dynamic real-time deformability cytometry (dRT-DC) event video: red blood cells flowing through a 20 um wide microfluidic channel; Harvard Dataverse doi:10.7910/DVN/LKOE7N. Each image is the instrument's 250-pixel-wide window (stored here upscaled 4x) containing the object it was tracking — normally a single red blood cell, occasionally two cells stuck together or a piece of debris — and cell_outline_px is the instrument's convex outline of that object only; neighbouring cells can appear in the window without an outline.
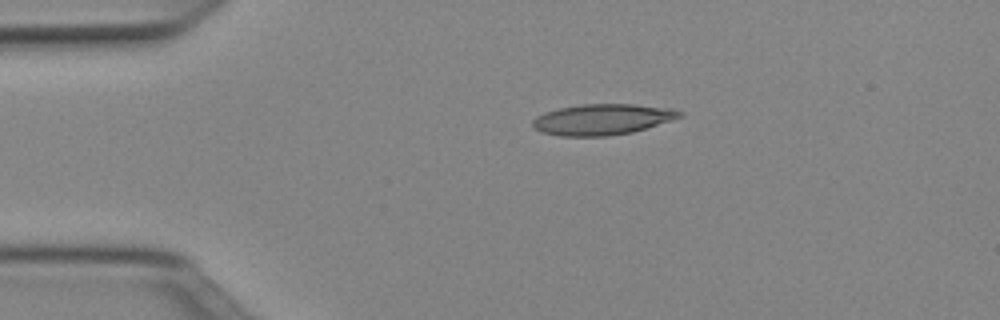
{"species": "Egyptian fruit bat (a non-hibernating species)", "species_latin": "Rousettus aegyptiacus", "temperature_condition": "cold", "stored_images_in_passage": 41, "camera_frame_rate_fps": 3000, "um_per_image_px": 0.085, "animal": {"sex": "female"}, "frame": {"image": 1, "passage_image": 1, "time_ms": 0.0, "image_size_px": [1000, 320], "cell_outline_px": [[684, 116], [672, 120], [632, 132], [608, 136], [560, 136], [540, 132], [532, 124], [532, 120], [536, 116], [544, 112], [560, 108], [580, 104], [632, 104], [672, 108], [684, 112]], "centroid_in_image_um": [51.21, 10.14], "position_along_channel_um": 33.8, "area_um2": 26.53}}
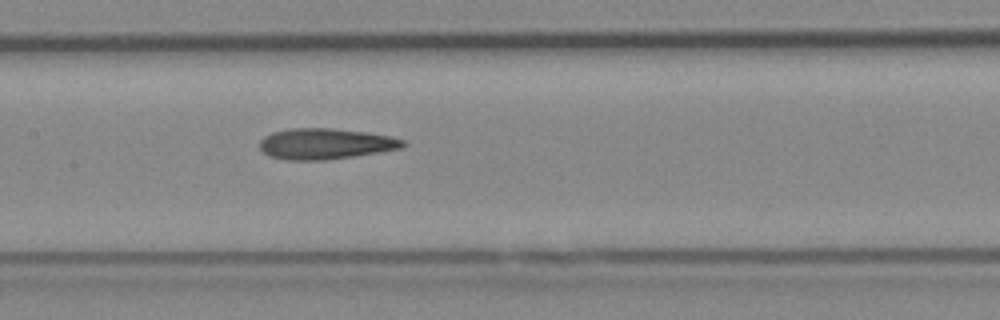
{"frame": {"image": 2, "passage_image": 15, "time_ms": 4.667, "image_size_px": [1000, 320], "cell_outline_px": [[408, 144], [404, 148], [352, 156], [324, 160], [288, 160], [268, 156], [260, 148], [260, 140], [264, 136], [272, 132], [288, 128], [332, 128], [364, 132], [388, 136], [404, 140]], "centroid_in_image_um": [27.64, 12.22], "position_along_channel_um": 179.8, "area_um2": 25.72}}
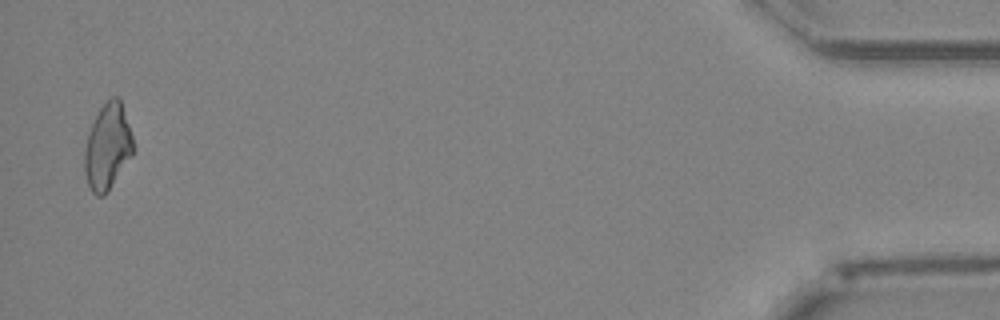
{"frame": {"image": 3, "passage_image": 40, "time_ms": 13.0, "image_size_px": [1000, 320], "cell_outline_px": [[132, 156], [108, 192], [104, 196], [96, 196], [92, 192], [88, 184], [84, 172], [84, 148], [92, 124], [100, 108], [112, 96], [116, 96], [120, 100], [132, 136]], "centroid_in_image_um": [9.12, 12.53], "position_along_channel_um": 426.1, "area_um2": 24.04}, "authors_computed_cell_mechanics": {"area_um2": 24.9696, "velocity_mm_per_s": 4.0097, "shape_relaxation_time_tau1_ms": null, "shape_relaxation_time_tau2_ms": 5.5659, "deformation_change_tau1": null, "deformation_change_tau2": 0.1843}}